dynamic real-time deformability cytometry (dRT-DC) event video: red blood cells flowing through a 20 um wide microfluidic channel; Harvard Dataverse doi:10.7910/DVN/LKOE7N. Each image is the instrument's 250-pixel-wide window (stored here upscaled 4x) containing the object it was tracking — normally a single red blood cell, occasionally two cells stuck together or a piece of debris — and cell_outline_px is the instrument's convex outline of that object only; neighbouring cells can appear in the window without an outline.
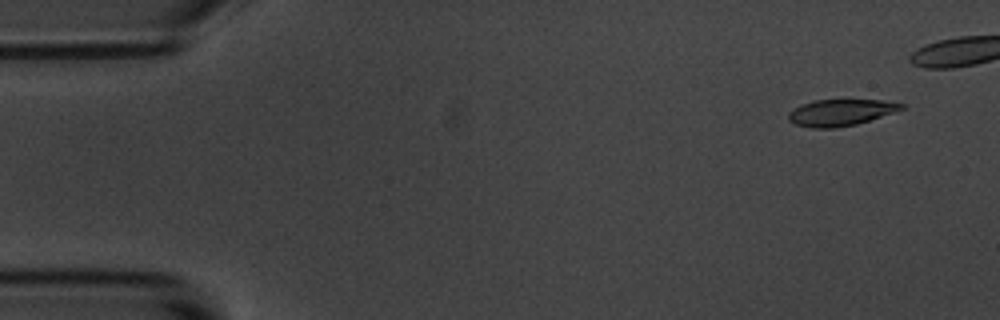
{"species": "common noctule bat (a hibernating species)", "species_latin": "Nyctalus noctula", "temperature_condition": "room temperature", "stored_images_in_passage": 7, "camera_frame_rate_fps": 3000, "um_per_image_px": 0.085, "animal": {"sex": "male", "body_mass_g": 20.1, "forearm_length_mm": 53.5}, "frame": {"image": 1, "passage_image": 1, "time_ms": 0.0, "image_size_px": [1000, 320], "cell_outline_px": [[904, 108], [856, 124], [836, 128], [812, 128], [796, 124], [788, 120], [788, 112], [792, 108], [816, 100], [880, 100], [904, 104]], "centroid_in_image_um": [71.39, 9.57], "position_along_channel_um": 13.6, "area_um2": 17.11}}
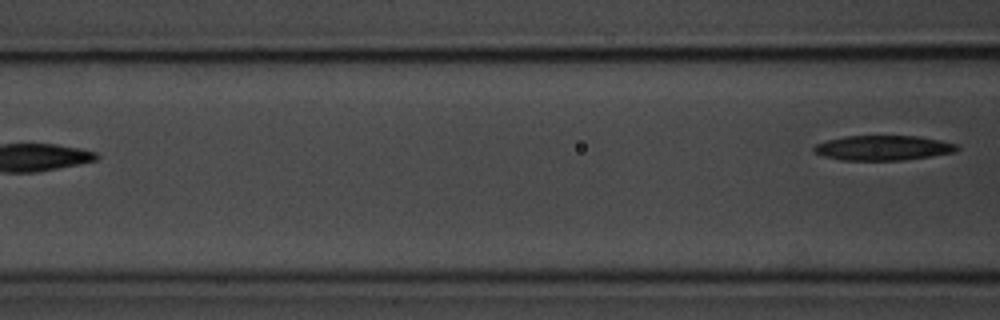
{"frame": {"image": 2, "passage_image": 7, "time_ms": 2.0, "image_size_px": [1000, 320], "cell_outline_px": [[960, 148], [956, 152], [932, 156], [904, 160], [840, 160], [824, 156], [812, 152], [812, 148], [816, 144], [828, 140], [844, 136], [920, 136], [940, 140], [956, 144]], "centroid_in_image_um": [75.07, 12.57], "position_along_channel_um": 91.5, "area_um2": 20.87}}